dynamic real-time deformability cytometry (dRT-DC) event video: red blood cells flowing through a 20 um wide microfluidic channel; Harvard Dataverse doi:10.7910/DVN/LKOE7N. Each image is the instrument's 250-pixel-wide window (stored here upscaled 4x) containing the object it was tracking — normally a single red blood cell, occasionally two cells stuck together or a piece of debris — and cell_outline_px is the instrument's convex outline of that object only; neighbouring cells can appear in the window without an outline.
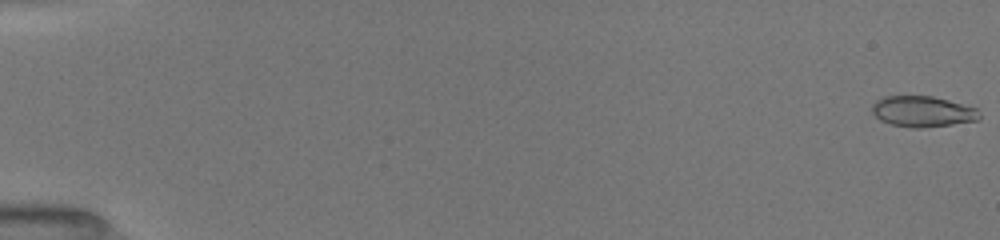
{"species": "common noctule bat (a hibernating species)", "species_latin": "Nyctalus noctula", "temperature_condition": "room temperature", "stored_images_in_passage": 52, "camera_frame_rate_fps": 3000, "um_per_image_px": 0.085, "animal": {"sex": "female", "body_mass_g": 19.5, "forearm_length_mm": 54.1}, "frame": {"image": 1, "passage_image": 1, "time_ms": 0.0, "image_size_px": [1000, 240], "cell_outline_px": [[980, 120], [924, 128], [912, 128], [892, 124], [880, 120], [872, 112], [872, 104], [876, 100], [884, 96], [932, 96], [948, 100], [976, 108], [980, 112]], "centroid_in_image_um": [78.42, 9.48], "position_along_channel_um": 6.6, "area_um2": 19.31}}
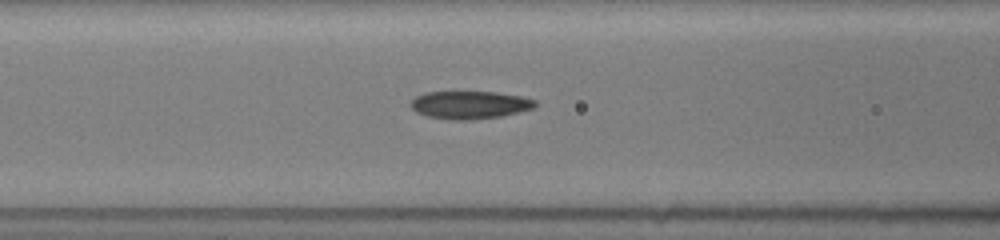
{"frame": {"image": 2, "passage_image": 23, "time_ms": 7.333, "image_size_px": [1000, 240], "cell_outline_px": [[536, 104], [532, 108], [500, 116], [468, 120], [452, 120], [428, 116], [416, 112], [408, 104], [416, 96], [424, 92], [496, 92], [520, 96], [536, 100]], "centroid_in_image_um": [39.87, 8.91], "position_along_channel_um": 126.7, "area_um2": 20.0}}
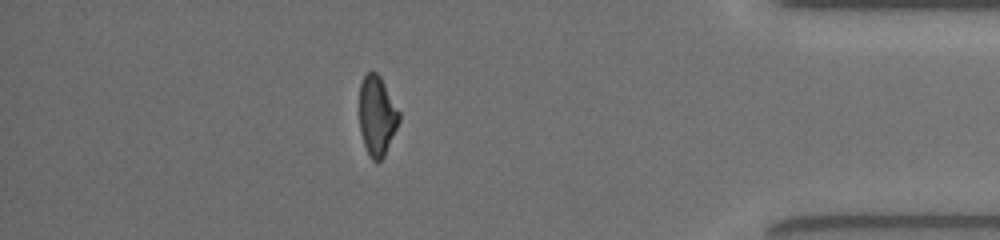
{"frame": {"image": 3, "passage_image": 46, "time_ms": 15.0, "image_size_px": [1000, 240], "cell_outline_px": [[400, 120], [384, 156], [376, 164], [372, 160], [364, 144], [360, 132], [360, 84], [364, 76], [368, 72], [376, 72], [380, 76], [400, 112]], "centroid_in_image_um": [32.05, 9.85], "position_along_channel_um": 403.2, "area_um2": 18.32}, "authors_computed_cell_mechanics": {"area_um2": 19.8543, "velocity_mm_per_s": 4.0514, "shape_relaxation_time_tau1_ms": null, "shape_relaxation_time_tau2_ms": 2.2776, "deformation_change_tau1": null, "deformation_change_tau2": 0.0885}}